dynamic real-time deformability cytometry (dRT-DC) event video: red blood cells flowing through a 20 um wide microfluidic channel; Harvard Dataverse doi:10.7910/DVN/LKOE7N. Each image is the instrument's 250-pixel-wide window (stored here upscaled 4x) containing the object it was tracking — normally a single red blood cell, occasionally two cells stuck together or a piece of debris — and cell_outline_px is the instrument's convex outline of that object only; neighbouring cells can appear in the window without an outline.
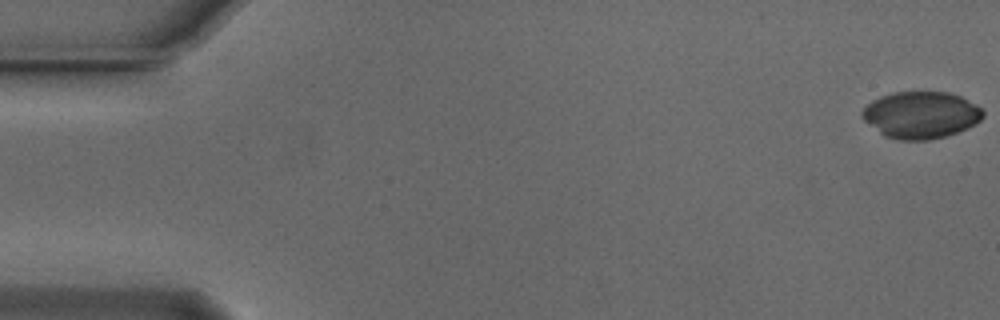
{"species": "Egyptian fruit bat (a non-hibernating species)", "species_latin": "Rousettus aegyptiacus", "temperature_condition": "cold", "stored_images_in_passage": 52, "camera_frame_rate_fps": 3000, "um_per_image_px": 0.085, "animal": {"sex": "male"}, "frame": {"image": 1, "passage_image": 1, "time_ms": 0.0, "image_size_px": [1000, 320], "cell_outline_px": [[984, 116], [980, 120], [968, 128], [944, 136], [928, 140], [900, 140], [884, 136], [864, 120], [860, 116], [860, 112], [872, 100], [880, 96], [892, 92], [948, 92], [960, 96], [976, 104], [984, 112]], "centroid_in_image_um": [78.26, 9.76], "position_along_channel_um": 6.7, "area_um2": 33.0}}
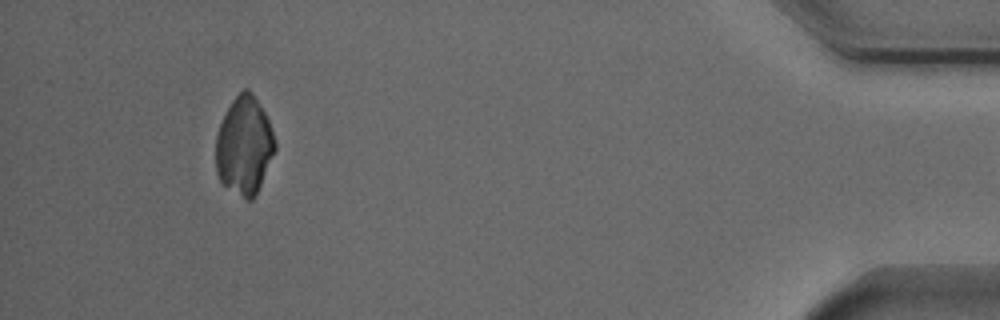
{"frame": {"image": 2, "passage_image": 51, "time_ms": 16.667, "image_size_px": [1000, 320], "cell_outline_px": [[276, 148], [256, 196], [252, 200], [244, 200], [224, 184], [220, 180], [216, 172], [216, 132], [232, 100], [244, 88], [248, 88], [264, 112], [268, 120], [276, 144]], "centroid_in_image_um": [20.75, 12.42], "position_along_channel_um": 414.4, "area_um2": 33.58}}